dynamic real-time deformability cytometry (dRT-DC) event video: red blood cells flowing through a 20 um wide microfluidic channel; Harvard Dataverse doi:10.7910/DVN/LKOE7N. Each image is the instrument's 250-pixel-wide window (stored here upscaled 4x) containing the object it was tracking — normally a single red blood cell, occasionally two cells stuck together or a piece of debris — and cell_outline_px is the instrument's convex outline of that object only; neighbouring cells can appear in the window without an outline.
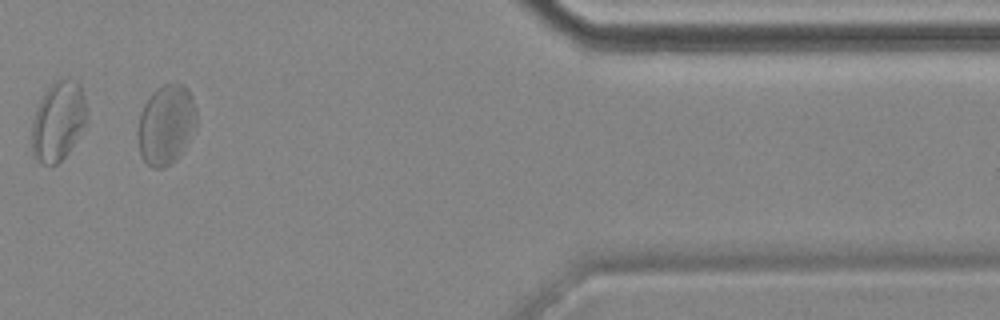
{"species": "common noctule bat (a hibernating species)", "species_latin": "Nyctalus noctula", "temperature_condition": "cold", "stored_images_in_passage": 12, "camera_frame_rate_fps": 3000, "um_per_image_px": 0.085, "animal": {"sex": "female", "body_mass_g": 18.4}, "frame": {"image": 1, "passage_image": 10, "time_ms": 12.333, "image_size_px": [1000, 320], "cell_outline_px": [[196, 128], [176, 160], [164, 168], [152, 168], [140, 156], [136, 132], [136, 128], [144, 104], [148, 96], [156, 88], [172, 80], [176, 80], [184, 84], [188, 88], [192, 96], [196, 108]], "centroid_in_image_um": [14.11, 10.55], "position_along_channel_um": 397.3, "area_um2": 28.03}}